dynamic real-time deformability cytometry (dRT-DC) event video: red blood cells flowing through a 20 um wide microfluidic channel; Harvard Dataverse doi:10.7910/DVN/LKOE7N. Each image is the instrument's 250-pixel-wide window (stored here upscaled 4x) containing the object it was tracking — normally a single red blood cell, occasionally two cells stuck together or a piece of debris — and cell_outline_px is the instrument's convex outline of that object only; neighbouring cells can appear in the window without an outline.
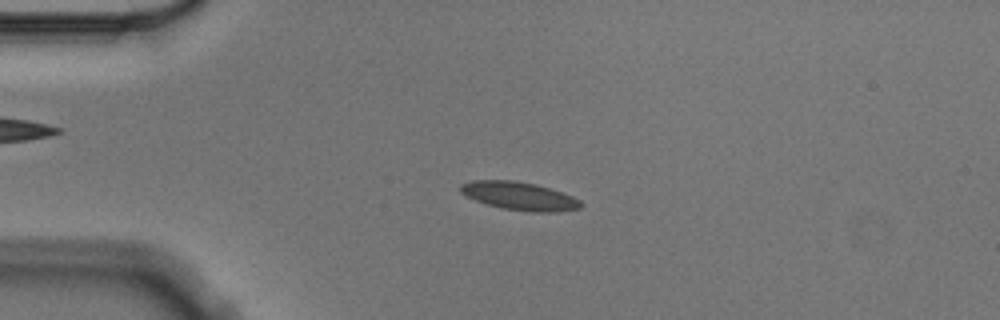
{"species": "Egyptian fruit bat (a non-hibernating species)", "species_latin": "Rousettus aegyptiacus", "temperature_condition": "cold", "stored_images_in_passage": 3, "camera_frame_rate_fps": 3000, "um_per_image_px": 0.085, "animal": {"sex": "male"}, "frame": {"image": 1, "passage_image": 3, "time_ms": 0.667, "image_size_px": [1000, 320], "cell_outline_px": [[584, 204], [580, 208], [556, 212], [532, 212], [500, 208], [464, 196], [460, 192], [460, 184], [472, 180], [512, 180], [536, 184], [572, 196], [580, 200]], "centroid_in_image_um": [44.12, 16.66], "position_along_channel_um": 40.9, "area_um2": 19.77}}